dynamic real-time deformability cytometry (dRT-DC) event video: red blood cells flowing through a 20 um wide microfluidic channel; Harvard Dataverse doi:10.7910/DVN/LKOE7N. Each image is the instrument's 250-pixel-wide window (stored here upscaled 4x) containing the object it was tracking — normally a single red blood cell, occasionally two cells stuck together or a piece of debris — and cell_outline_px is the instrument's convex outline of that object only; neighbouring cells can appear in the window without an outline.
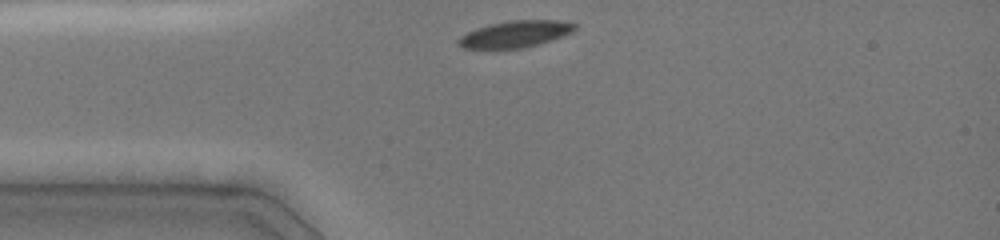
{"species": "common noctule bat (a hibernating species)", "species_latin": "Nyctalus noctula", "temperature_condition": "cold", "stored_images_in_passage": 11, "camera_frame_rate_fps": 3000, "um_per_image_px": 0.085, "animal": {"sex": "female", "body_mass_g": 19.0, "forearm_length_mm": 51.5}, "frame": {"image": 1, "passage_image": 1, "time_ms": 0.0, "image_size_px": [1000, 240], "cell_outline_px": [[576, 28], [572, 32], [552, 40], [524, 48], [464, 48], [456, 40], [460, 36], [476, 28], [488, 24], [508, 20], [560, 20], [576, 24]], "centroid_in_image_um": [43.81, 2.88], "position_along_channel_um": 41.2, "area_um2": 18.03}}